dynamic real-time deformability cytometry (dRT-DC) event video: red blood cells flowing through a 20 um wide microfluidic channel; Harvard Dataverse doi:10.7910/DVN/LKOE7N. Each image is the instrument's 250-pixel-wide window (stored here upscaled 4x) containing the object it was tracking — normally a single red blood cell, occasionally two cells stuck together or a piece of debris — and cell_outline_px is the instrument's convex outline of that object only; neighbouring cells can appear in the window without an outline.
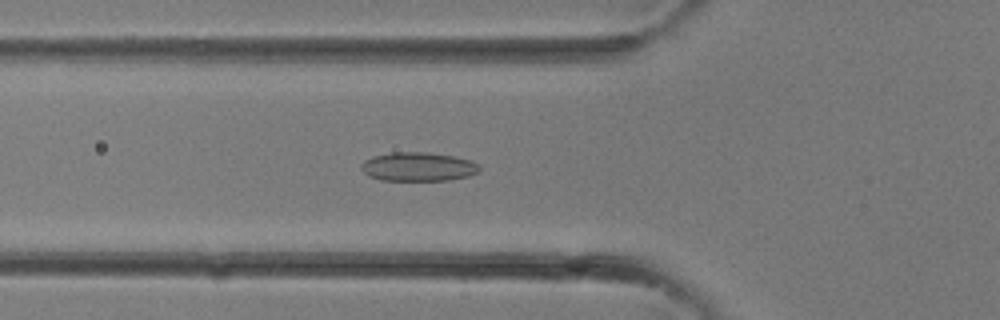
{"species": "common noctule bat (a hibernating species)", "species_latin": "Nyctalus noctula", "temperature_condition": "room temperature", "stored_images_in_passage": 33, "camera_frame_rate_fps": 3000, "um_per_image_px": 0.085, "animal": {"sex": "female"}, "frame": {"image": 1, "passage_image": 12, "time_ms": 3.667, "image_size_px": [1000, 320], "cell_outline_px": [[480, 172], [468, 176], [448, 180], [380, 180], [368, 176], [360, 168], [360, 164], [364, 160], [372, 156], [392, 152], [428, 152], [452, 156], [472, 160], [480, 164]], "centroid_in_image_um": [35.54, 14.17], "position_along_channel_um": 90.3, "area_um2": 20.11}}
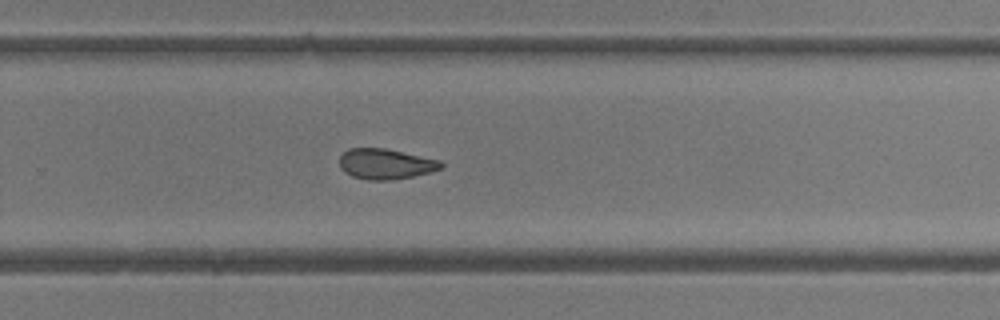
{"frame": {"image": 2, "passage_image": 22, "time_ms": 7.0, "image_size_px": [1000, 320], "cell_outline_px": [[444, 168], [432, 172], [396, 180], [368, 180], [352, 176], [344, 172], [340, 168], [340, 156], [348, 148], [384, 148], [440, 160], [444, 164]], "centroid_in_image_um": [32.8, 13.95], "position_along_channel_um": 297.0, "area_um2": 18.21}}
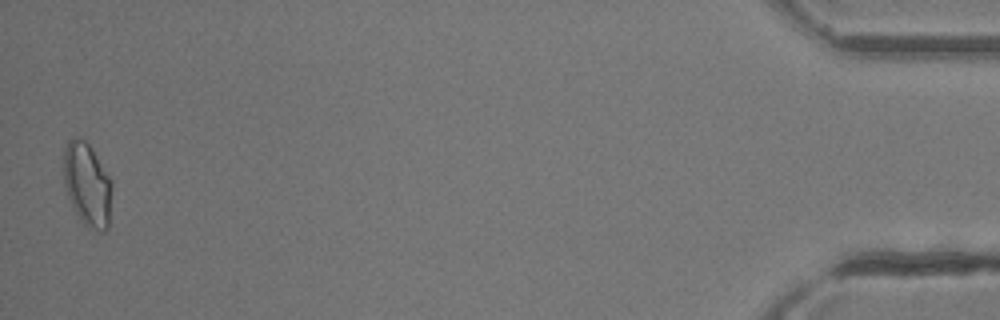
{"frame": {"image": 3, "passage_image": 33, "time_ms": 10.667, "image_size_px": [1000, 320], "cell_outline_px": [[112, 188], [108, 228], [104, 232], [100, 232], [84, 224], [80, 220], [68, 196], [64, 184], [64, 148], [68, 140], [76, 136], [84, 140], [92, 148], [112, 180]], "centroid_in_image_um": [7.43, 15.67], "position_along_channel_um": 427.8, "area_um2": 23.52}}